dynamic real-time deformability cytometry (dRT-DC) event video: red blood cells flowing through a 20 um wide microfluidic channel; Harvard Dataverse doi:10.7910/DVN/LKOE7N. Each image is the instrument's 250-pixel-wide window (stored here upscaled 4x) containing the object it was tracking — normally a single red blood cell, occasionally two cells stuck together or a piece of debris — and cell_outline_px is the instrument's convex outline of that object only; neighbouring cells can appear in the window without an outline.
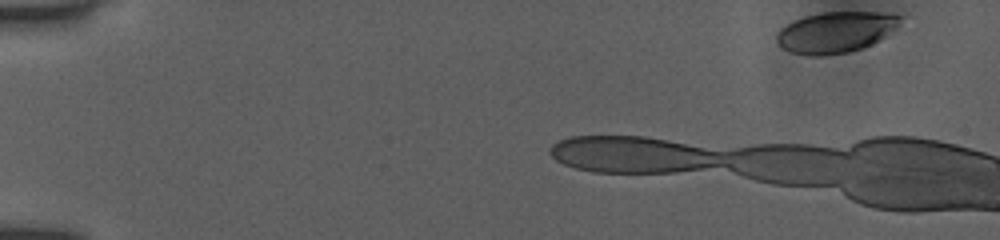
{"species": "human", "species_latin": "Homo sapiens", "temperature_condition": "room temperature", "stored_images_in_passage": 48, "camera_frame_rate_fps": 3000, "um_per_image_px": 0.085, "donor": {"sex": "female"}, "frame": {"image": 1, "passage_image": 1, "time_ms": 0.0, "image_size_px": [1000, 240], "cell_outline_px": [[904, 16], [884, 36], [860, 48], [848, 52], [812, 56], [792, 52], [776, 44], [776, 32], [780, 28], [804, 16], [824, 12], [892, 12]], "centroid_in_image_um": [70.98, 2.71], "position_along_channel_um": 14.0, "area_um2": 28.96}}
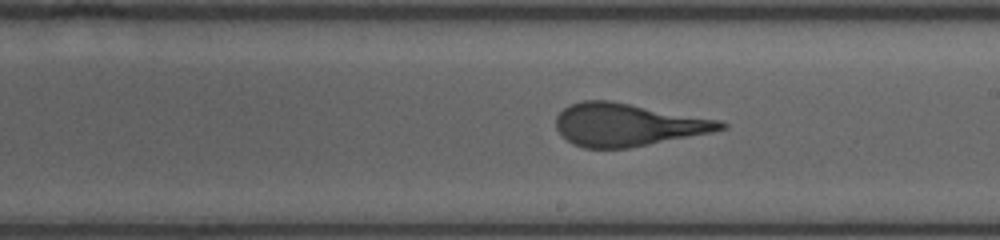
{"frame": {"image": 2, "passage_image": 29, "time_ms": 7.0, "image_size_px": [1000, 240], "cell_outline_px": [[728, 128], [628, 148], [584, 148], [572, 144], [556, 128], [556, 116], [564, 108], [572, 104], [584, 100], [608, 100], [720, 120], [728, 124]], "centroid_in_image_um": [53.31, 10.6], "position_along_channel_um": 235.7, "area_um2": 40.29}}
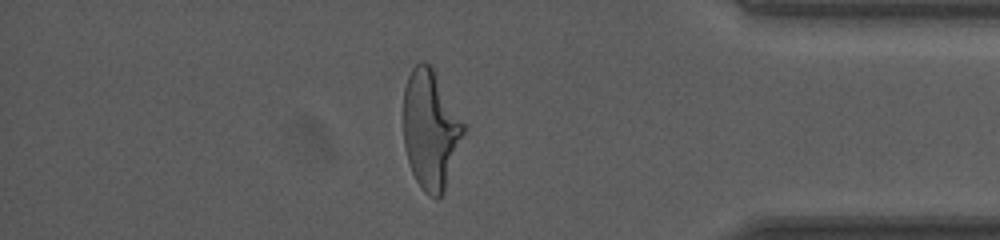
{"frame": {"image": 3, "passage_image": 47, "time_ms": 11.667, "image_size_px": [1000, 240], "cell_outline_px": [[464, 132], [444, 192], [436, 200], [428, 196], [420, 188], [412, 172], [404, 148], [404, 88], [408, 76], [412, 68], [420, 60], [424, 60], [432, 64], [464, 124]], "centroid_in_image_um": [36.58, 10.99], "position_along_channel_um": 398.6, "area_um2": 41.73}}